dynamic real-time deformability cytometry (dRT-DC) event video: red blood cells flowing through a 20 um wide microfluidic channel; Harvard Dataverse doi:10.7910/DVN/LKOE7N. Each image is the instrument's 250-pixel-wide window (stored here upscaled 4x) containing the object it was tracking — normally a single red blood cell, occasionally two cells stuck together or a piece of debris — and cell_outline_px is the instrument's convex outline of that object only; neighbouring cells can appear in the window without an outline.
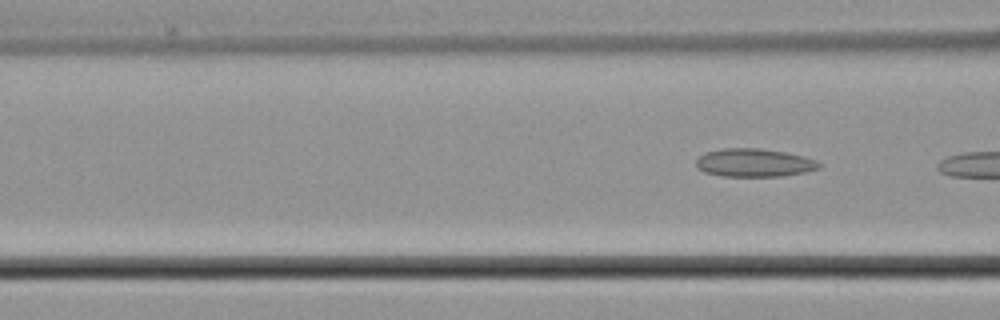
{"species": "common noctule bat (a hibernating species)", "species_latin": "Nyctalus noctula", "temperature_condition": "cold", "stored_images_in_passage": 6, "segment_of_instrument_passage": [3, 3], "camera_frame_rate_fps": 3000, "um_per_image_px": 0.085, "animal": {"sex": "male", "body_mass_g": 21.5, "forearm_length_mm": 52.0}, "frame": {"image": 1, "passage_image": 6, "time_ms": 7.0, "image_size_px": [1000, 320], "cell_outline_px": [[820, 168], [804, 172], [780, 176], [724, 176], [704, 172], [696, 168], [696, 160], [704, 152], [724, 148], [760, 148], [784, 152], [804, 156], [816, 160], [820, 164]], "centroid_in_image_um": [64.07, 13.83], "position_along_channel_um": 102.5, "area_um2": 20.17}}